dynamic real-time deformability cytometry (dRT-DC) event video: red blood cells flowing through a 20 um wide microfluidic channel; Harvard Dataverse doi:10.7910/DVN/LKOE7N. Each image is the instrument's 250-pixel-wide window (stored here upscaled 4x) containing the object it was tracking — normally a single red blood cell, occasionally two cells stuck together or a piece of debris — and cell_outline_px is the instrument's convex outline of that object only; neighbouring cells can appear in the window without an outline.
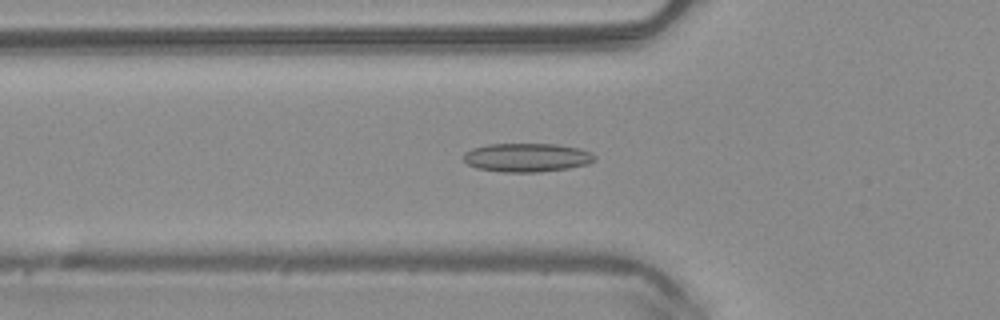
{"species": "common noctule bat (a hibernating species)", "species_latin": "Nyctalus noctula", "temperature_condition": "warm", "stored_images_in_passage": 50, "camera_frame_rate_fps": 3000, "um_per_image_px": 0.085, "animal": {"sex": "male", "body_mass_g": 20.4}, "frame": {"image": 1, "passage_image": 17, "time_ms": 5.333, "image_size_px": [1000, 320], "cell_outline_px": [[596, 160], [588, 164], [568, 168], [540, 172], [500, 172], [476, 168], [468, 164], [464, 160], [464, 152], [472, 148], [488, 144], [556, 144], [580, 148], [592, 152], [596, 156]], "centroid_in_image_um": [44.8, 13.39], "position_along_channel_um": 81.0, "area_um2": 22.14}}
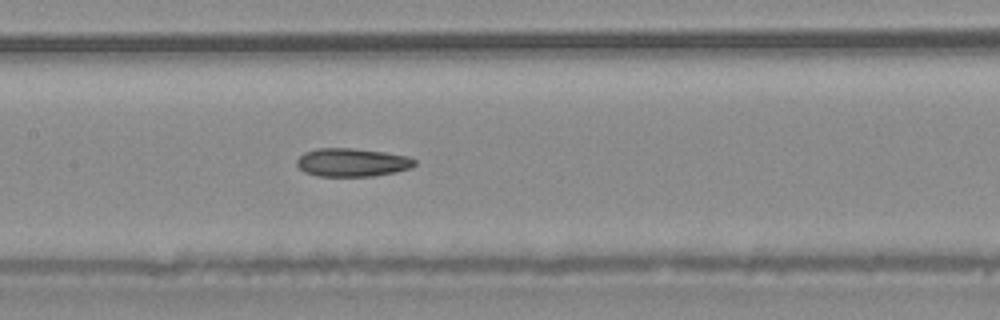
{"frame": {"image": 2, "passage_image": 24, "time_ms": 7.667, "image_size_px": [1000, 320], "cell_outline_px": [[416, 164], [412, 168], [396, 172], [372, 176], [316, 176], [304, 172], [296, 164], [296, 160], [304, 152], [316, 148], [352, 148], [384, 152], [408, 156], [416, 160]], "centroid_in_image_um": [29.93, 13.8], "position_along_channel_um": 177.5, "area_um2": 19.59}}
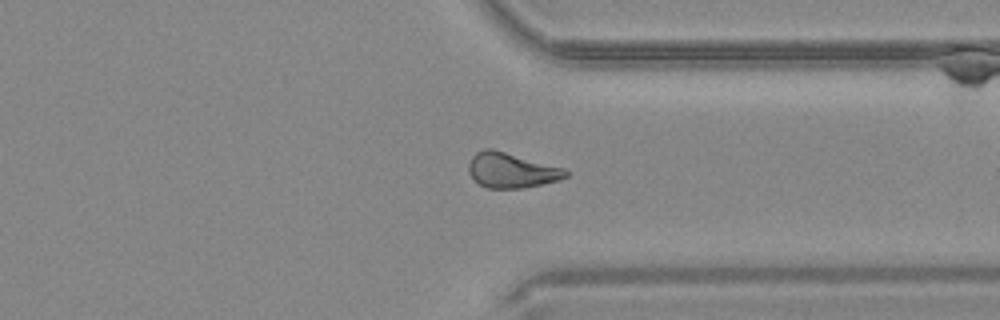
{"frame": {"image": 3, "passage_image": 38, "time_ms": 12.333, "image_size_px": [1000, 320], "cell_outline_px": [[568, 176], [560, 180], [524, 188], [488, 188], [480, 184], [468, 172], [468, 164], [472, 156], [476, 152], [484, 148], [492, 148], [564, 168], [568, 172]], "centroid_in_image_um": [43.47, 14.47], "position_along_channel_um": 367.9, "area_um2": 19.83}, "authors_computed_cell_mechanics": {"area_um2": 20.3167, "velocity_mm_per_s": 4.0883, "shape_relaxation_time_tau1_ms": null, "shape_relaxation_time_tau2_ms": 1.7048, "deformation_change_tau1": null, "deformation_change_tau2": 0.0844}}